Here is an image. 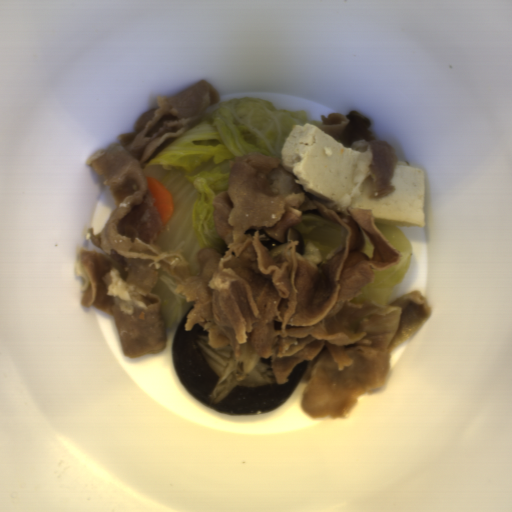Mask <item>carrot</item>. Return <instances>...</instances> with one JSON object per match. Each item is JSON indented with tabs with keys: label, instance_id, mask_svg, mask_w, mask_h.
<instances>
[{
	"label": "carrot",
	"instance_id": "b8716197",
	"mask_svg": "<svg viewBox=\"0 0 512 512\" xmlns=\"http://www.w3.org/2000/svg\"><path fill=\"white\" fill-rule=\"evenodd\" d=\"M147 191L155 200L154 206L160 217L163 228L168 225L169 220L175 212V200L168 189L156 178L147 177Z\"/></svg>",
	"mask_w": 512,
	"mask_h": 512
}]
</instances>
